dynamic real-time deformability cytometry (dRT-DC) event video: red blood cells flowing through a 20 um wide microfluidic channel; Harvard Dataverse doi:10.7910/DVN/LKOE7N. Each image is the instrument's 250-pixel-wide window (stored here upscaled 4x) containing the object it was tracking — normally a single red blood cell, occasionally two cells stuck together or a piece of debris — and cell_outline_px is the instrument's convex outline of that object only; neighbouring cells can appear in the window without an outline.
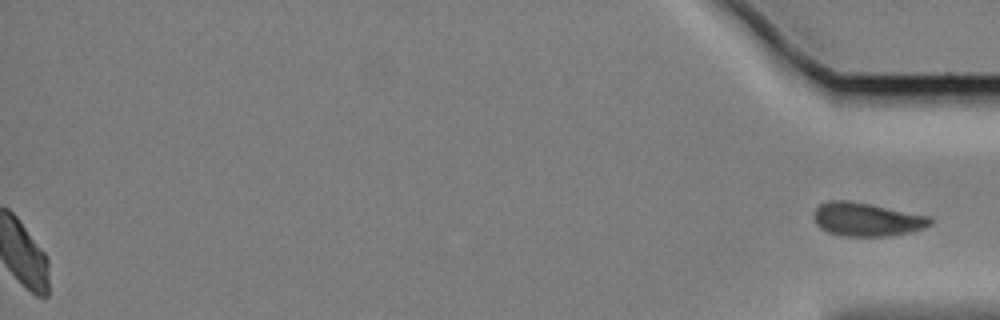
{"species": "Egyptian fruit bat (a non-hibernating species)", "species_latin": "Rousettus aegyptiacus", "temperature_condition": "cold", "stored_images_in_passage": 55, "segment_of_instrument_passage": [2, 2], "camera_frame_rate_fps": 3000, "um_per_image_px": 0.085, "animal": {"sex": "female"}, "frame": {"image": 1, "passage_image": 55, "time_ms": 18.0, "image_size_px": [1000, 320], "cell_outline_px": [[932, 224], [924, 228], [908, 232], [888, 236], [840, 236], [828, 232], [820, 228], [816, 224], [816, 208], [820, 204], [828, 200], [844, 200], [868, 204], [932, 216]], "centroid_in_image_um": [73.7, 18.66], "position_along_channel_um": 361.5, "area_um2": 22.54}}